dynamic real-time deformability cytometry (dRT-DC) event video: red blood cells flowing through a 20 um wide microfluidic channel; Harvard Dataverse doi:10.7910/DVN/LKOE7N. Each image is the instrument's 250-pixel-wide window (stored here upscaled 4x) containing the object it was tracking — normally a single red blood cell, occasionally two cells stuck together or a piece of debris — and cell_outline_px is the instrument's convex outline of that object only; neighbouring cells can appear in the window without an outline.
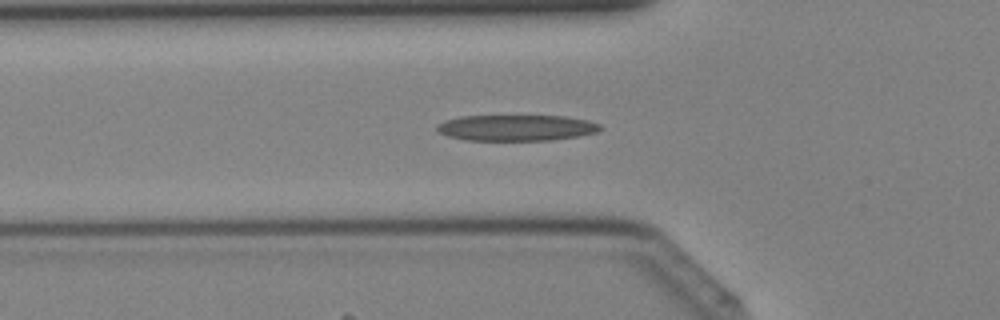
{"species": "Egyptian fruit bat (a non-hibernating species)", "species_latin": "Rousettus aegyptiacus", "temperature_condition": "cold", "stored_images_in_passage": 41, "segment_of_instrument_passage": [1, 2], "camera_frame_rate_fps": 3000, "um_per_image_px": 0.085, "animal": {"sex": "female"}, "frame": {"image": 1, "passage_image": 13, "time_ms": 4.0, "image_size_px": [1000, 320], "cell_outline_px": [[604, 128], [596, 132], [580, 136], [552, 140], [464, 140], [448, 136], [440, 132], [436, 128], [436, 124], [444, 120], [460, 116], [564, 116], [588, 120], [600, 124]], "centroid_in_image_um": [43.9, 10.86], "position_along_channel_um": 81.9, "area_um2": 24.85}}
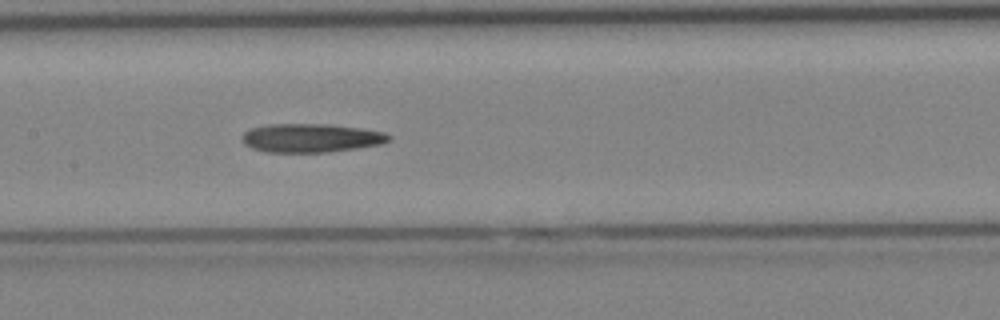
{"frame": {"image": 2, "passage_image": 19, "time_ms": 6.0, "image_size_px": [1000, 320], "cell_outline_px": [[392, 140], [380, 144], [356, 148], [328, 152], [268, 152], [252, 148], [244, 144], [240, 140], [240, 136], [248, 128], [268, 124], [328, 124], [360, 128], [384, 132], [392, 136]], "centroid_in_image_um": [26.39, 11.72], "position_along_channel_um": 181.0, "area_um2": 24.74}}
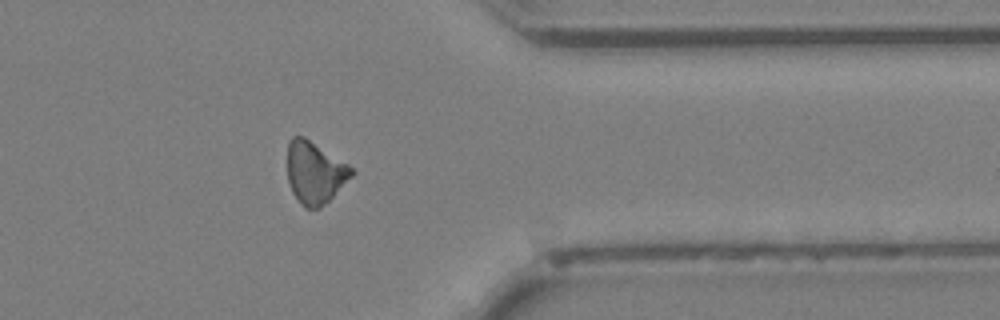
{"frame": {"image": 3, "passage_image": 32, "time_ms": 10.333, "image_size_px": [1000, 320], "cell_outline_px": [[356, 172], [320, 208], [304, 208], [300, 204], [292, 192], [288, 180], [288, 140], [292, 136], [304, 136], [348, 164]], "centroid_in_image_um": [26.74, 14.66], "position_along_channel_um": 384.7, "area_um2": 23.06}}